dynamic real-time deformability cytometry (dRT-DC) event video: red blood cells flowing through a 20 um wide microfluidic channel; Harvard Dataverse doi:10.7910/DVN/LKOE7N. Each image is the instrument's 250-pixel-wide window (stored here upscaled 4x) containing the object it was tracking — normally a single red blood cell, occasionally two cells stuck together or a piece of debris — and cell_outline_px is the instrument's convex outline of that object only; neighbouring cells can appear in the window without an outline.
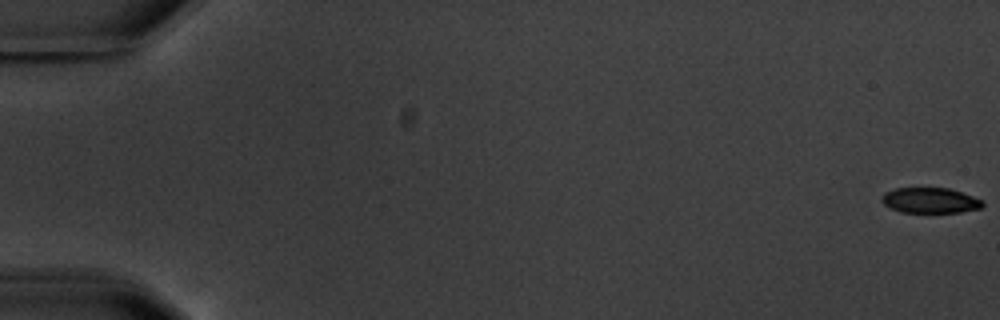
{"species": "common noctule bat (a hibernating species)", "species_latin": "Nyctalus noctula", "temperature_condition": "warm", "stored_images_in_passage": 5, "camera_frame_rate_fps": 3000, "um_per_image_px": 0.085, "animal": {"sex": "male", "body_mass_g": 20.1, "forearm_length_mm": 53.5}, "frame": {"image": 1, "passage_image": 1, "time_ms": 0.0, "image_size_px": [1000, 320], "cell_outline_px": [[984, 204], [980, 208], [960, 212], [900, 212], [884, 204], [880, 200], [880, 196], [884, 192], [896, 188], [948, 188], [984, 200]], "centroid_in_image_um": [79.03, 17.03], "position_along_channel_um": 6.0, "area_um2": 14.91}}
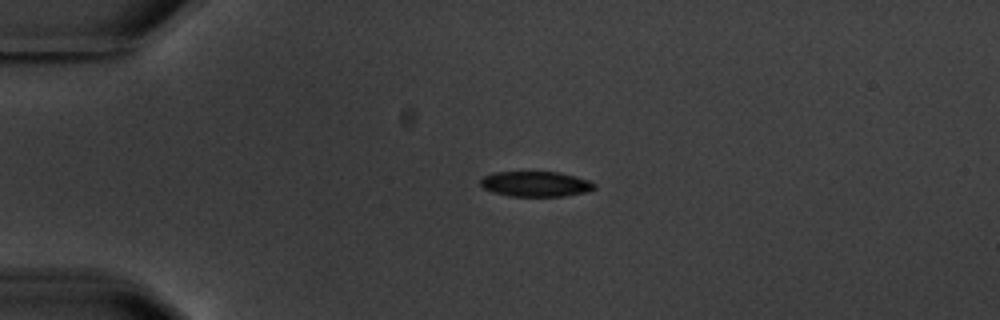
{"frame": {"image": 2, "passage_image": 4, "time_ms": 4.667, "image_size_px": [1000, 320], "cell_outline_px": [[596, 188], [588, 192], [564, 196], [508, 196], [492, 192], [484, 188], [480, 184], [480, 180], [484, 176], [492, 172], [560, 172], [588, 180], [596, 184]], "centroid_in_image_um": [45.53, 15.64], "position_along_channel_um": 39.5, "area_um2": 16.88}}